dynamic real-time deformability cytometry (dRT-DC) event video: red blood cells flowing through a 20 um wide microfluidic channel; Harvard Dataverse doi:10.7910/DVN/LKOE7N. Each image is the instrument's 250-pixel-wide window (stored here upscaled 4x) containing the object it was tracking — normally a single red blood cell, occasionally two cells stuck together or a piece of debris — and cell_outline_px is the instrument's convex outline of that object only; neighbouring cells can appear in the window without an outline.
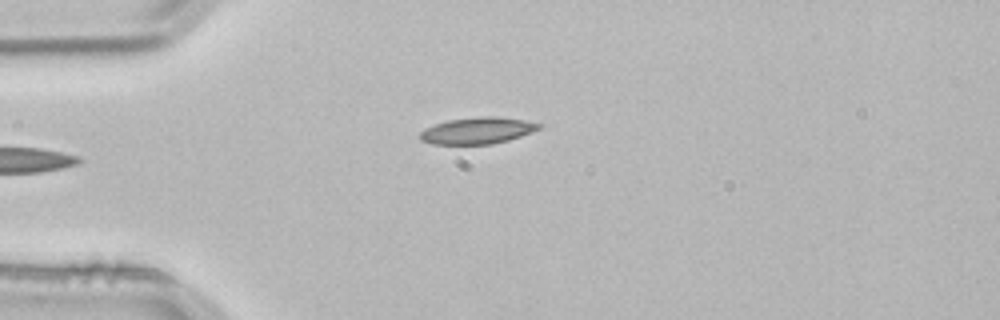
{"species": "common noctule bat (a hibernating species)", "species_latin": "Nyctalus noctula", "temperature_condition": "room temperature", "stored_images_in_passage": 2, "camera_frame_rate_fps": 3000, "um_per_image_px": 0.085, "animal": {"sex": "male", "body_mass_g": 21.5, "forearm_length_mm": 52.0}, "frame": {"image": 1, "passage_image": 2, "time_ms": 0.333, "image_size_px": [1000, 320], "cell_outline_px": [[540, 128], [532, 132], [508, 140], [492, 144], [432, 144], [420, 140], [420, 132], [424, 128], [448, 120], [480, 116], [496, 116], [524, 120], [540, 124]], "centroid_in_image_um": [40.56, 11.1], "position_along_channel_um": 44.4, "area_um2": 18.32}}